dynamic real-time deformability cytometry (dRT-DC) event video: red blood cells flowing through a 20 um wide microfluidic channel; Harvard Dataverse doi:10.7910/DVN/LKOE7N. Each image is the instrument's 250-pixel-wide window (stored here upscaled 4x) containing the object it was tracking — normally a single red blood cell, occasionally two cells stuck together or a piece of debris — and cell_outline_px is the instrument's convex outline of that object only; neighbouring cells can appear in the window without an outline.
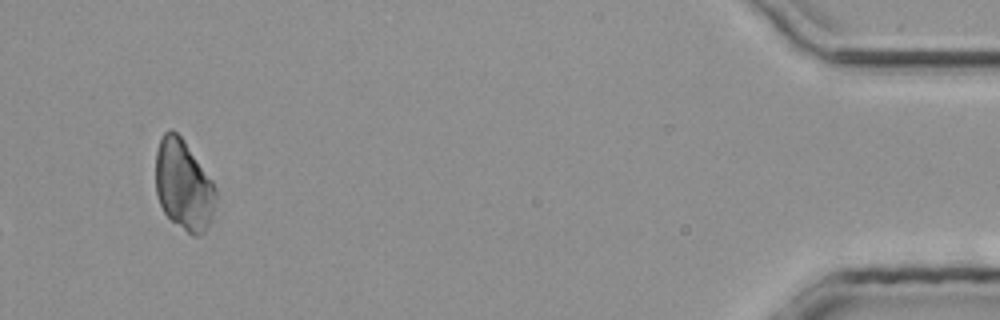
{"species": "common noctule bat (a hibernating species)", "species_latin": "Nyctalus noctula", "temperature_condition": "room temperature", "stored_images_in_passage": 35, "camera_frame_rate_fps": 3000, "um_per_image_px": 0.085, "animal": {"sex": "male", "body_mass_g": 20.4}, "frame": {"image": 1, "passage_image": 35, "time_ms": 11.333, "image_size_px": [1000, 320], "cell_outline_px": [[216, 196], [212, 216], [208, 228], [200, 236], [192, 236], [172, 220], [164, 212], [156, 196], [156, 152], [160, 140], [164, 132], [172, 128], [184, 140], [212, 180], [216, 188]], "centroid_in_image_um": [15.6, 15.74], "position_along_channel_um": 419.6, "area_um2": 31.67}}